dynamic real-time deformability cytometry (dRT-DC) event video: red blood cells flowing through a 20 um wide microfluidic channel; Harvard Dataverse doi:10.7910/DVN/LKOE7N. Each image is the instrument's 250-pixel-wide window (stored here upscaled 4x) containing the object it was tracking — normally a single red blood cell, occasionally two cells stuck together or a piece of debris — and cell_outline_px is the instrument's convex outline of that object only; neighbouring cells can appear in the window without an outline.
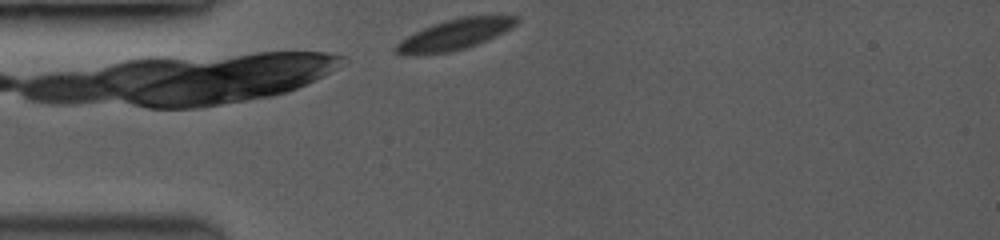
{"species": "common noctule bat (a hibernating species)", "species_latin": "Nyctalus noctula", "temperature_condition": "room temperature", "stored_images_in_passage": 16, "camera_frame_rate_fps": 3500, "um_per_image_px": 0.085, "animal": {"sex": "female", "body_mass_g": 19.0, "forearm_length_mm": 53.3}, "frame": {"image": 1, "passage_image": 1, "time_ms": 0.0, "image_size_px": [1000, 240], "cell_outline_px": [[520, 20], [512, 28], [504, 32], [476, 44], [464, 48], [448, 52], [408, 56], [396, 52], [392, 48], [400, 40], [432, 24], [444, 20], [460, 16], [520, 16]], "centroid_in_image_um": [38.63, 2.93], "position_along_channel_um": 46.4, "area_um2": 21.44}}
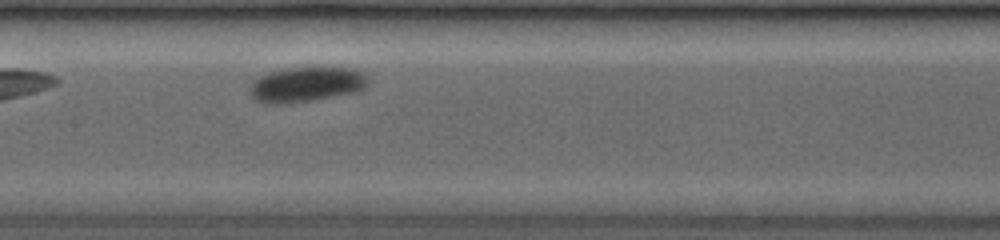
{"frame": {"image": 2, "passage_image": 11, "time_ms": 4.0, "image_size_px": [1000, 240], "cell_outline_px": [[368, 84], [364, 88], [352, 92], [304, 100], [260, 100], [252, 96], [252, 80], [268, 72], [284, 68], [352, 68], [364, 72], [368, 76]], "centroid_in_image_um": [26.14, 7.09], "position_along_channel_um": 181.3, "area_um2": 22.54}}
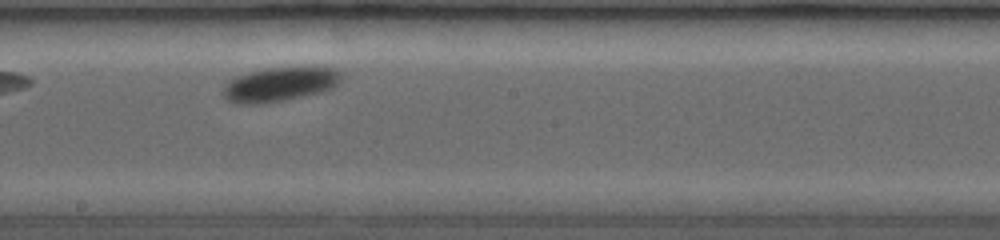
{"frame": {"image": 3, "passage_image": 14, "time_ms": 5.143, "image_size_px": [1000, 240], "cell_outline_px": [[340, 80], [332, 88], [280, 100], [232, 100], [224, 92], [224, 88], [236, 76], [248, 72], [268, 68], [324, 64], [340, 72]], "centroid_in_image_um": [23.97, 7.02], "position_along_channel_um": 224.2, "area_um2": 22.2}}